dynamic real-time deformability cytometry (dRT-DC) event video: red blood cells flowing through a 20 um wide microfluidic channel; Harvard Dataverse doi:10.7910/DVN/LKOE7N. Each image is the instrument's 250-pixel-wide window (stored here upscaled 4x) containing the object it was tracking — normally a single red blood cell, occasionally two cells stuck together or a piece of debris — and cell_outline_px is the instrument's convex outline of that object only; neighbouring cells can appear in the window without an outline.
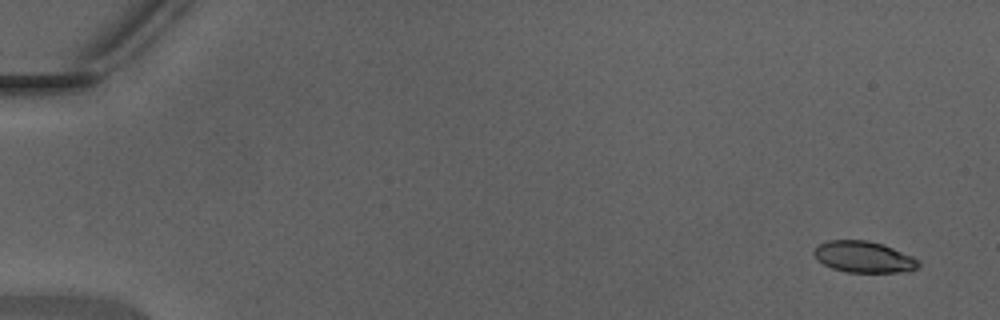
{"species": "Egyptian fruit bat (a non-hibernating species)", "species_latin": "Rousettus aegyptiacus", "temperature_condition": "warm", "stored_images_in_passage": 1, "camera_frame_rate_fps": 3000, "um_per_image_px": 0.085, "animal": {"sex": "male"}, "frame": {"image": 1, "passage_image": 1, "time_ms": 0.0, "image_size_px": [1000, 320], "cell_outline_px": [[920, 268], [904, 272], [848, 272], [832, 268], [824, 264], [812, 252], [820, 244], [828, 240], [868, 240], [884, 244], [912, 256], [920, 260]], "centroid_in_image_um": [73.48, 21.84], "position_along_channel_um": 11.5, "area_um2": 19.07}}